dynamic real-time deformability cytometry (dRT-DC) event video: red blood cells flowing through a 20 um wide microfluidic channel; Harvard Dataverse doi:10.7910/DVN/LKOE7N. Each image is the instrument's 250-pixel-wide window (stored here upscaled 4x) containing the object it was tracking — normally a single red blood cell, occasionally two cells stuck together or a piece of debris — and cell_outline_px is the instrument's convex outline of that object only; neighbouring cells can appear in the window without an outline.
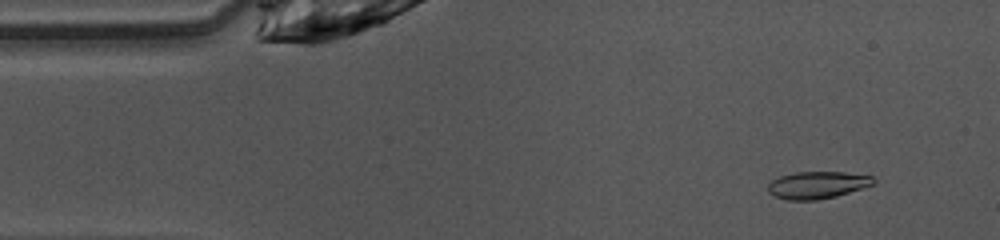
{"species": "common noctule bat (a hibernating species)", "species_latin": "Nyctalus noctula", "temperature_condition": "warm", "stored_images_in_passage": 46, "camera_frame_rate_fps": 3000, "um_per_image_px": 0.085, "animal": {"sex": "female", "body_mass_g": 10.0, "forearm_length_mm": 53.1}, "frame": {"image": 1, "passage_image": 3, "time_ms": 0.667, "image_size_px": [1000, 240], "cell_outline_px": [[876, 184], [864, 188], [836, 196], [816, 200], [788, 200], [772, 196], [768, 192], [768, 184], [772, 180], [780, 176], [796, 172], [844, 172], [872, 176], [876, 180]], "centroid_in_image_um": [69.49, 15.73], "position_along_channel_um": 15.5, "area_um2": 16.88}}
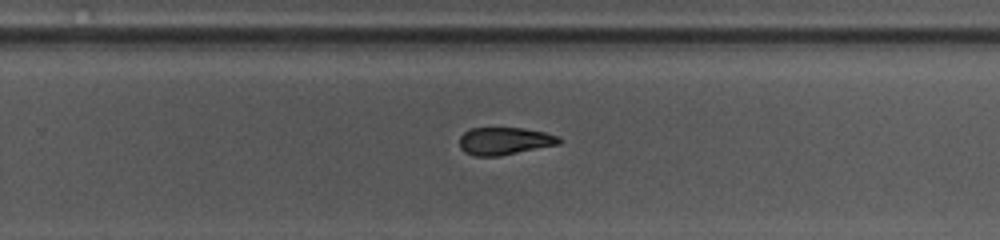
{"frame": {"image": 2, "passage_image": 28, "time_ms": 9.0, "image_size_px": [1000, 240], "cell_outline_px": [[564, 140], [560, 144], [500, 156], [476, 156], [464, 152], [460, 148], [460, 136], [468, 128], [524, 128], [544, 132], [560, 136]], "centroid_in_image_um": [42.91, 11.98], "position_along_channel_um": 286.9, "area_um2": 16.18}}
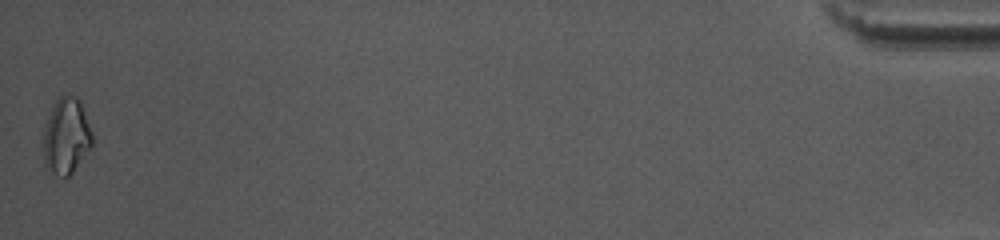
{"frame": {"image": 3, "passage_image": 46, "time_ms": 15.0, "image_size_px": [1000, 240], "cell_outline_px": [[92, 144], [72, 172], [68, 176], [56, 176], [48, 172], [44, 164], [44, 124], [52, 104], [60, 96], [68, 92], [76, 96], [80, 100], [92, 132]], "centroid_in_image_um": [5.6, 11.52], "position_along_channel_um": 429.6, "area_um2": 21.91}, "authors_computed_cell_mechanics": {"area_um2": 16.9643, "velocity_mm_per_s": 4.1038, "shape_relaxation_time_tau1_ms": 3.9808, "shape_relaxation_time_tau2_ms": 5.0738, "deformation_change_tau1": 0.144, "deformation_change_tau2": 0.1424}}